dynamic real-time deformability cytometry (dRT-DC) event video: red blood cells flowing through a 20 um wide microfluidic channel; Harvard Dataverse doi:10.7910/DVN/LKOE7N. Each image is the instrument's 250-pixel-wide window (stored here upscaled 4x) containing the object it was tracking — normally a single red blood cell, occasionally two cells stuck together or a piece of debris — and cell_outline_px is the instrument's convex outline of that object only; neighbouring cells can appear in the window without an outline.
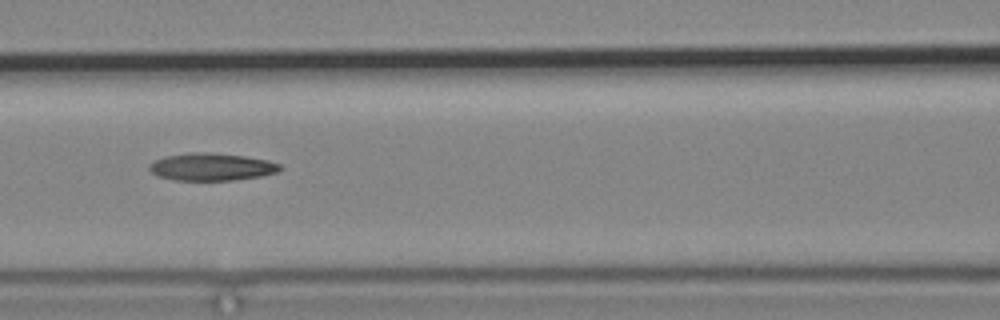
{"species": "common noctule bat (a hibernating species)", "species_latin": "Nyctalus noctula", "temperature_condition": "cold", "stored_images_in_passage": 8, "camera_frame_rate_fps": 3000, "um_per_image_px": 0.085, "animal": {"sex": "male", "body_mass_g": 19.2, "forearm_length_mm": 51.8}, "frame": {"image": 1, "passage_image": 5, "time_ms": 5.333, "image_size_px": [1000, 320], "cell_outline_px": [[284, 168], [276, 172], [260, 176], [232, 180], [176, 180], [156, 176], [148, 168], [148, 164], [164, 156], [192, 152], [208, 152], [244, 156], [268, 160], [280, 164]], "centroid_in_image_um": [17.96, 14.18], "position_along_channel_um": 148.6, "area_um2": 20.92}}
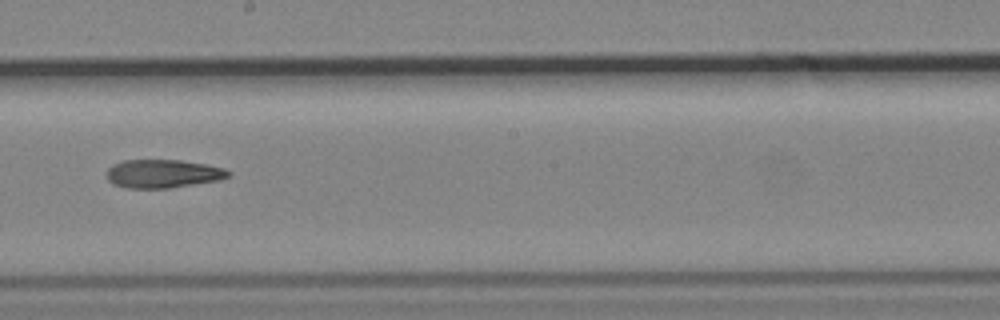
{"frame": {"image": 2, "passage_image": 7, "time_ms": 7.667, "image_size_px": [1000, 320], "cell_outline_px": [[232, 172], [228, 176], [220, 180], [168, 188], [128, 188], [116, 184], [108, 180], [108, 168], [112, 164], [124, 160], [180, 160], [208, 164], [224, 168]], "centroid_in_image_um": [13.88, 14.75], "position_along_channel_um": 234.3, "area_um2": 20.06}}
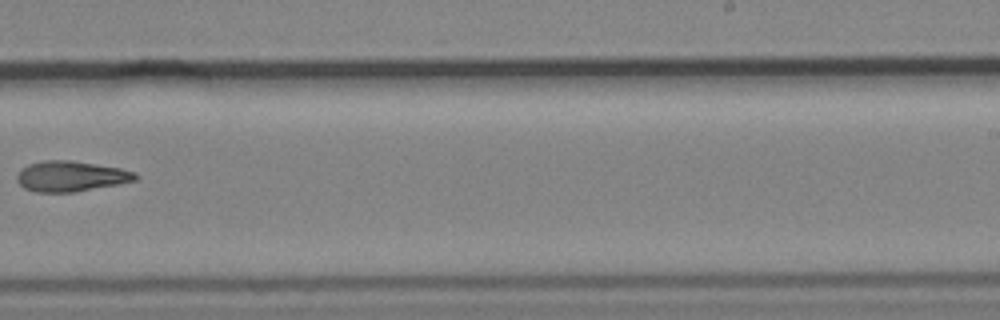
{"frame": {"image": 3, "passage_image": 8, "time_ms": 9.0, "image_size_px": [1000, 320], "cell_outline_px": [[140, 176], [136, 180], [116, 184], [72, 192], [36, 192], [24, 188], [16, 180], [16, 176], [28, 164], [44, 160], [68, 160], [120, 168], [136, 172]], "centroid_in_image_um": [6.02, 14.98], "position_along_channel_um": 283.0, "area_um2": 20.75}}